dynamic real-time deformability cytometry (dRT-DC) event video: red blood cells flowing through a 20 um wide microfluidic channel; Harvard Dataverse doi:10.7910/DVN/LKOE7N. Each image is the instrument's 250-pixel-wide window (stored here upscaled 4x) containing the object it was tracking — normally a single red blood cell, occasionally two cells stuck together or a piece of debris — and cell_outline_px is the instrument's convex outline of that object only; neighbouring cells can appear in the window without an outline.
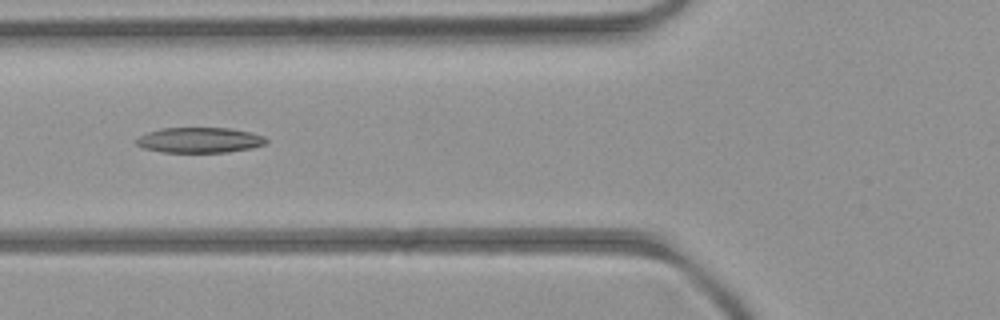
{"species": "common noctule bat (a hibernating species)", "species_latin": "Nyctalus noctula", "temperature_condition": "room temperature", "stored_images_in_passage": 3, "camera_frame_rate_fps": 3000, "um_per_image_px": 0.085, "animal": {"sex": "female", "body_mass_g": 21.9}, "frame": {"image": 1, "passage_image": 3, "time_ms": 2.333, "image_size_px": [1000, 320], "cell_outline_px": [[268, 140], [264, 144], [252, 148], [228, 152], [160, 152], [140, 148], [136, 144], [136, 140], [140, 136], [148, 132], [160, 128], [228, 128], [252, 132], [264, 136]], "centroid_in_image_um": [16.95, 11.91], "position_along_channel_um": 108.9, "area_um2": 19.31}}